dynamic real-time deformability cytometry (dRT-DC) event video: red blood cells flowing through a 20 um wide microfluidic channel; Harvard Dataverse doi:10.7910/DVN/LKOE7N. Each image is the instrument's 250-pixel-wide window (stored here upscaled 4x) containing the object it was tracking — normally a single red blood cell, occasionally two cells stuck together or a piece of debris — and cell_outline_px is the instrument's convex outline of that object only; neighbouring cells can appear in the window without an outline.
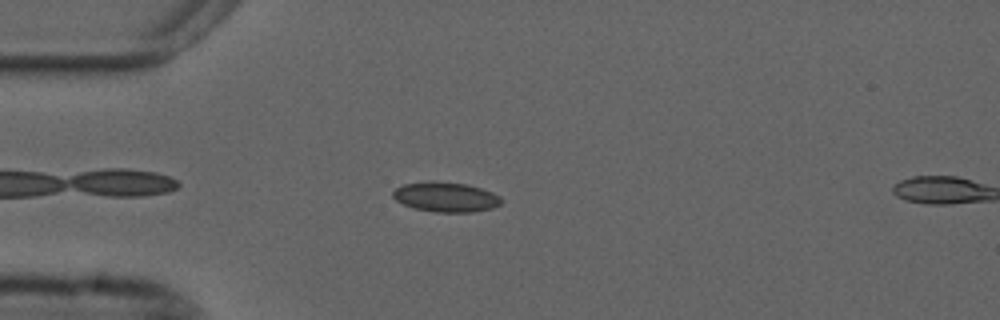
{"species": "common noctule bat (a hibernating species)", "species_latin": "Nyctalus noctula", "temperature_condition": "cold", "stored_images_in_passage": 8, "camera_frame_rate_fps": 3000, "um_per_image_px": 0.085, "animal": {"sex": "male", "forearm_length_mm": 52.5}, "frame": {"image": 1, "passage_image": 6, "time_ms": 1.667, "image_size_px": [1000, 320], "cell_outline_px": [[504, 200], [500, 204], [492, 208], [472, 212], [436, 212], [412, 208], [396, 200], [392, 196], [392, 192], [396, 188], [404, 184], [428, 180], [432, 180], [468, 184], [492, 192], [500, 196]], "centroid_in_image_um": [37.89, 16.73], "position_along_channel_um": 47.1, "area_um2": 19.07}}